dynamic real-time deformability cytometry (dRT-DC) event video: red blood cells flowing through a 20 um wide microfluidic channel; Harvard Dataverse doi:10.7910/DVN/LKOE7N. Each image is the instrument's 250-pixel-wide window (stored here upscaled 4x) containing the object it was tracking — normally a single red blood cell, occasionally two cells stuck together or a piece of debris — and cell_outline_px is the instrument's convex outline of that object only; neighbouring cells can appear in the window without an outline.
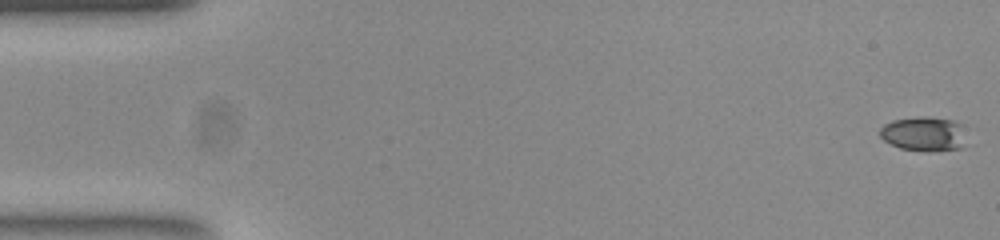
{"species": "common noctule bat (a hibernating species)", "species_latin": "Nyctalus noctula", "temperature_condition": "room temperature", "stored_images_in_passage": 15, "camera_frame_rate_fps": 3000, "um_per_image_px": 0.085, "animal": {"sex": "female", "body_mass_g": 23.0, "forearm_length_mm": 53.4}, "frame": {"image": 1, "passage_image": 1, "time_ms": 0.0, "image_size_px": [1000, 240], "cell_outline_px": [[960, 148], [900, 148], [884, 140], [880, 136], [880, 128], [884, 124], [892, 120], [920, 116], [928, 116], [952, 120], [960, 124]], "centroid_in_image_um": [78.38, 11.29], "position_along_channel_um": 6.6, "area_um2": 16.01}}